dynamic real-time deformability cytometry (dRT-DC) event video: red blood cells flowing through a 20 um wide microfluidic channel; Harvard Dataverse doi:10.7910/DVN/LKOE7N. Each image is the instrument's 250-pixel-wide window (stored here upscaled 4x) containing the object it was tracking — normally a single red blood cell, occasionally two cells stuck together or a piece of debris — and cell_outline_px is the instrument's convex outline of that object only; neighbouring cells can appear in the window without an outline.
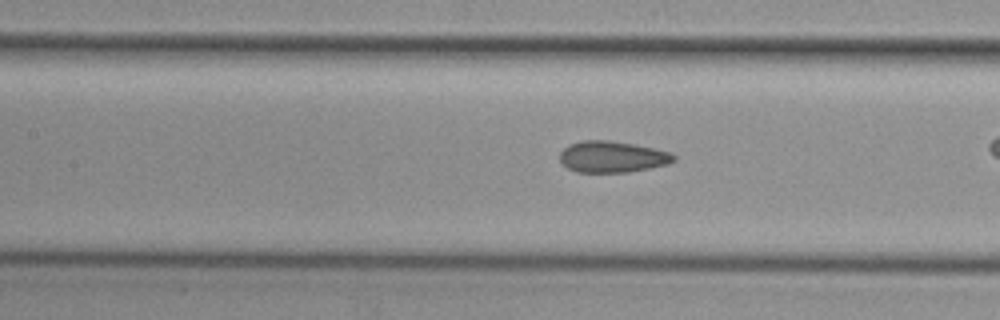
{"species": "common noctule bat (a hibernating species)", "species_latin": "Nyctalus noctula", "temperature_condition": "cold", "stored_images_in_passage": 42, "camera_frame_rate_fps": 3000, "um_per_image_px": 0.085, "animal": {"sex": "female", "body_mass_g": 29.2, "forearm_length_mm": 56.3}, "frame": {"image": 1, "passage_image": 24, "time_ms": 7.667, "image_size_px": [1000, 320], "cell_outline_px": [[676, 160], [668, 164], [628, 172], [576, 172], [568, 168], [560, 160], [560, 152], [568, 144], [580, 140], [608, 140], [632, 144], [672, 152], [676, 156]], "centroid_in_image_um": [52.04, 13.32], "position_along_channel_um": 155.4, "area_um2": 20.81}}